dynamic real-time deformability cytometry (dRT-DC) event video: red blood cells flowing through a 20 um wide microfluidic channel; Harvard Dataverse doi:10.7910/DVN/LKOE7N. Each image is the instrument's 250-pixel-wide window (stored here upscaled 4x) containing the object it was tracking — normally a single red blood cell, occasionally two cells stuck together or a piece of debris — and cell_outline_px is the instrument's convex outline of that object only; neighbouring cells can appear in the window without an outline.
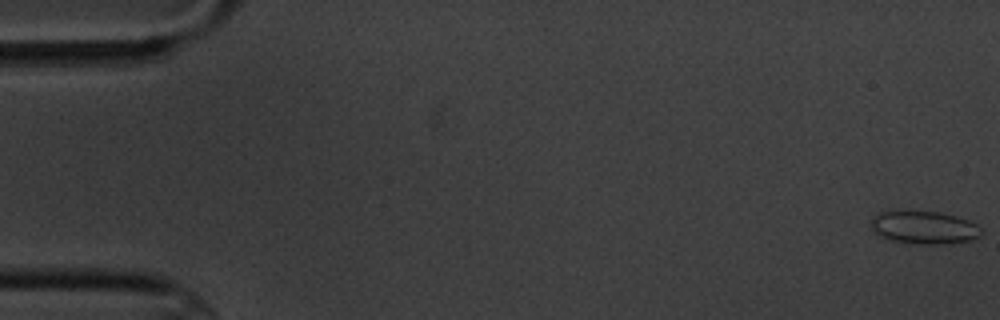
{"species": "common noctule bat (a hibernating species)", "species_latin": "Nyctalus noctula", "temperature_condition": "cold", "stored_images_in_passage": 5, "camera_frame_rate_fps": 3000, "um_per_image_px": 0.085, "animal": {"sex": "male", "body_mass_g": 20.1, "forearm_length_mm": 53.5}, "frame": {"image": 1, "passage_image": 1, "time_ms": 0.0, "image_size_px": [1000, 320], "cell_outline_px": [[980, 236], [972, 240], [952, 244], [904, 244], [888, 240], [880, 236], [872, 228], [872, 220], [880, 212], [892, 208], [940, 212], [956, 216], [968, 220], [976, 224], [980, 228]], "centroid_in_image_um": [78.51, 19.32], "position_along_channel_um": 6.5, "area_um2": 21.96}}
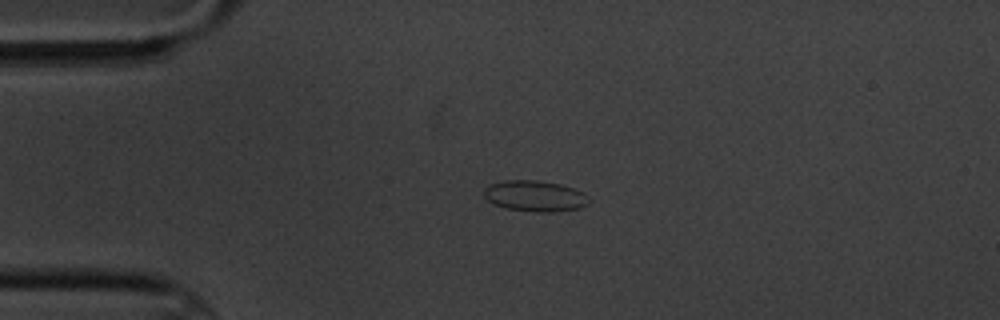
{"frame": {"image": 2, "passage_image": 4, "time_ms": 4.333, "image_size_px": [1000, 320], "cell_outline_px": [[588, 204], [580, 208], [552, 212], [536, 212], [504, 208], [492, 204], [484, 196], [484, 188], [492, 184], [504, 180], [536, 180], [560, 184], [576, 188], [584, 192]], "centroid_in_image_um": [45.45, 16.66], "position_along_channel_um": 39.5, "area_um2": 18.96}}